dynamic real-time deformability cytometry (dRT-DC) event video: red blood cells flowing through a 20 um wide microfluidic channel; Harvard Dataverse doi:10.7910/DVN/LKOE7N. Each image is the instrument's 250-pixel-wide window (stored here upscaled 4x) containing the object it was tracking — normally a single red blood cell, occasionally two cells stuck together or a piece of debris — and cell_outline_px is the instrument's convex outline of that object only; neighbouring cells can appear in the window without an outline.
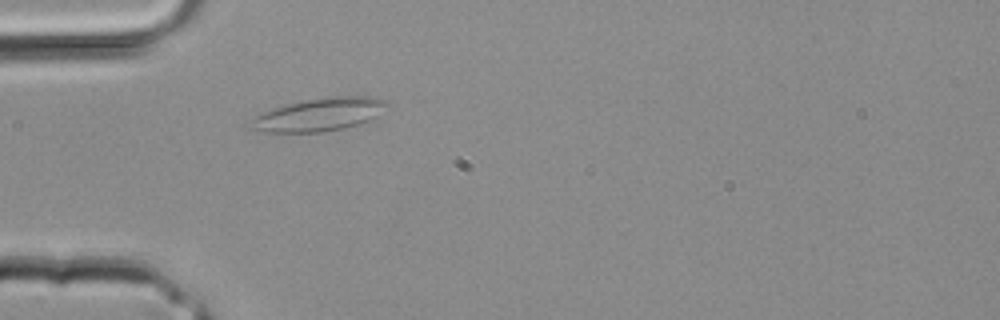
{"species": "common noctule bat (a hibernating species)", "species_latin": "Nyctalus noctula", "temperature_condition": "room temperature", "stored_images_in_passage": 1, "camera_frame_rate_fps": 3000, "um_per_image_px": 0.085, "animal": {"sex": "male", "body_mass_g": 20.4}, "frame": {"image": 1, "passage_image": 1, "time_ms": 0.0, "image_size_px": [1000, 320], "cell_outline_px": [[388, 104], [376, 116], [368, 120], [344, 128], [320, 132], [264, 132], [248, 128], [252, 120], [260, 112], [272, 108], [304, 100], [328, 96], [368, 96], [388, 100]], "centroid_in_image_um": [27.1, 9.73], "position_along_channel_um": 57.9, "area_um2": 26.07}}